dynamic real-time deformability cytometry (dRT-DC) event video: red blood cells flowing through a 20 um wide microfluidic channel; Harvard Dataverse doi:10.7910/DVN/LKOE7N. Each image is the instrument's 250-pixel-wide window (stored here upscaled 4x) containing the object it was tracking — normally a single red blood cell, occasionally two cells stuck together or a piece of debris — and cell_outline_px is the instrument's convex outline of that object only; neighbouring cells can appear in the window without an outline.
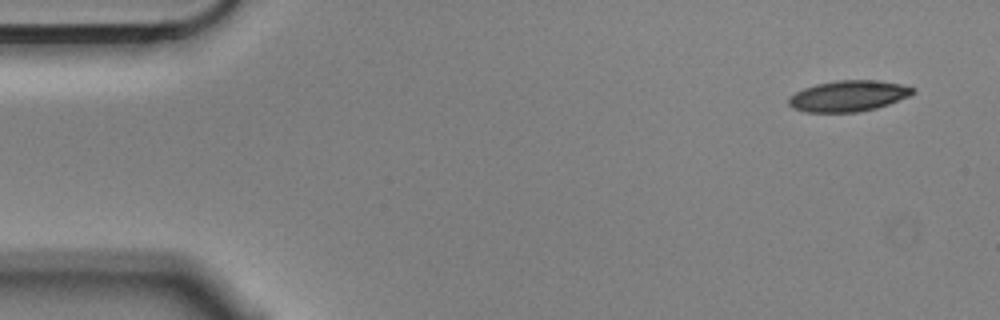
{"species": "Egyptian fruit bat (a non-hibernating species)", "species_latin": "Rousettus aegyptiacus", "temperature_condition": "cold", "stored_images_in_passage": 4, "camera_frame_rate_fps": 3000, "um_per_image_px": 0.085, "animal": {"sex": "male"}, "frame": {"image": 1, "passage_image": 1, "time_ms": 0.0, "image_size_px": [1000, 320], "cell_outline_px": [[916, 92], [912, 96], [876, 108], [856, 112], [804, 112], [792, 108], [788, 104], [788, 96], [804, 88], [816, 84], [836, 80], [880, 80], [900, 84], [916, 88]], "centroid_in_image_um": [72.13, 8.15], "position_along_channel_um": 12.9, "area_um2": 22.66}}
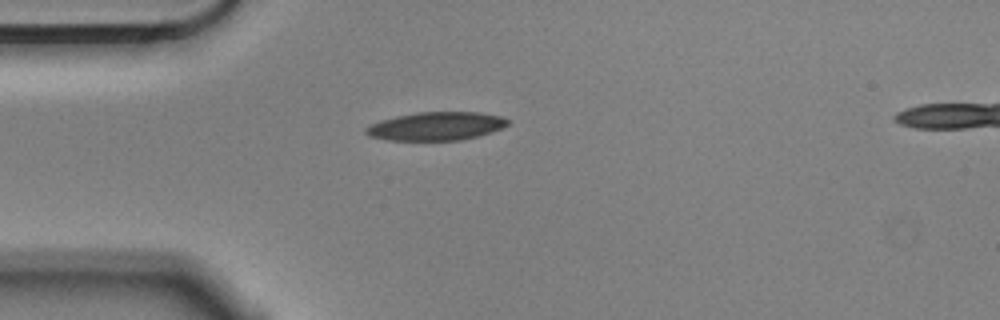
{"frame": {"image": 2, "passage_image": 4, "time_ms": 1.0, "image_size_px": [1000, 320], "cell_outline_px": [[508, 124], [504, 128], [492, 132], [460, 140], [388, 140], [368, 136], [364, 132], [364, 128], [380, 120], [396, 116], [416, 112], [480, 112], [500, 116], [508, 120]], "centroid_in_image_um": [37.06, 10.72], "position_along_channel_um": 47.9, "area_um2": 23.47}}